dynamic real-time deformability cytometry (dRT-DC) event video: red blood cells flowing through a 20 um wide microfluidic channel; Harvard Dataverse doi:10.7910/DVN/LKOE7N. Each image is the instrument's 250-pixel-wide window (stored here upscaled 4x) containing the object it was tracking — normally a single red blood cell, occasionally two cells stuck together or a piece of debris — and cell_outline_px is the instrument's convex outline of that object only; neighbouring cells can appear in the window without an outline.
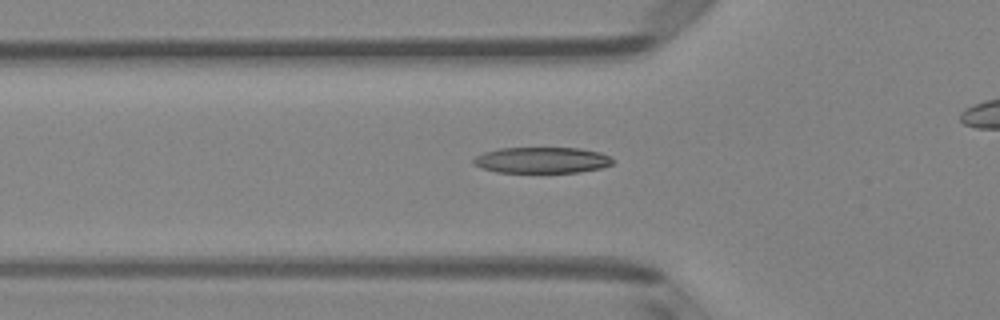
{"species": "Egyptian fruit bat (a non-hibernating species)", "species_latin": "Rousettus aegyptiacus", "temperature_condition": "room temperature", "stored_images_in_passage": 44, "camera_frame_rate_fps": 3000, "um_per_image_px": 0.085, "animal": {"sex": "female"}, "frame": {"image": 1, "passage_image": 17, "time_ms": 5.333, "image_size_px": [1000, 320], "cell_outline_px": [[616, 160], [612, 164], [600, 168], [580, 172], [496, 172], [480, 168], [472, 164], [472, 160], [476, 156], [484, 152], [500, 148], [580, 148], [600, 152], [612, 156]], "centroid_in_image_um": [46.07, 13.61], "position_along_channel_um": 79.7, "area_um2": 21.33}}
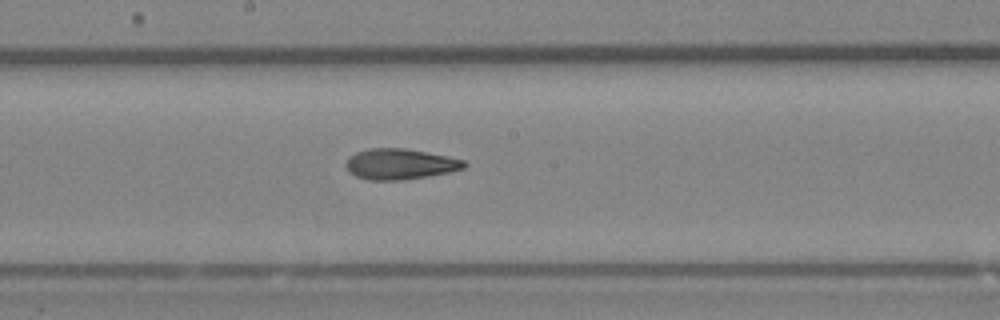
{"frame": {"image": 2, "passage_image": 27, "time_ms": 8.667, "image_size_px": [1000, 320], "cell_outline_px": [[468, 164], [464, 168], [452, 172], [404, 180], [368, 180], [356, 176], [348, 172], [344, 164], [348, 156], [356, 152], [368, 148], [404, 148], [448, 156], [464, 160]], "centroid_in_image_um": [33.98, 13.95], "position_along_channel_um": 214.2, "area_um2": 21.44}}
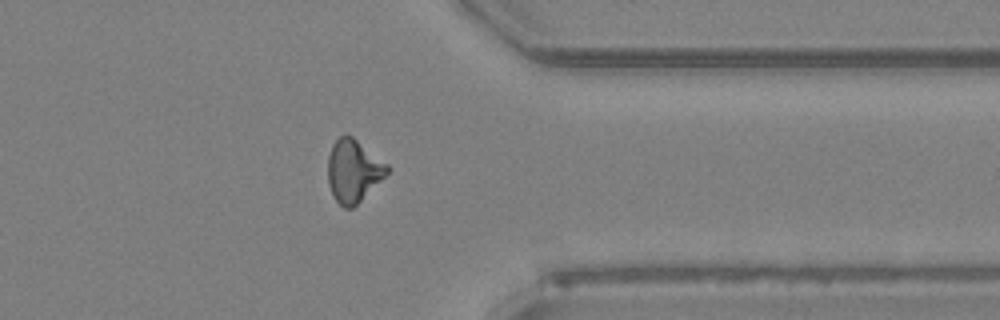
{"frame": {"image": 3, "passage_image": 40, "time_ms": 13.0, "image_size_px": [1000, 320], "cell_outline_px": [[388, 172], [352, 208], [344, 208], [336, 200], [328, 184], [328, 156], [332, 144], [340, 136], [352, 136], [388, 164]], "centroid_in_image_um": [30.01, 14.5], "position_along_channel_um": 381.4, "area_um2": 21.1}, "authors_computed_cell_mechanics": {"area_um2": 21.2704, "velocity_mm_per_s": 4.0269, "shape_relaxation_time_tau1_ms": 5.1602, "shape_relaxation_time_tau2_ms": 2.7188, "deformation_change_tau1": 0.1904, "deformation_change_tau2": 0.1099}}